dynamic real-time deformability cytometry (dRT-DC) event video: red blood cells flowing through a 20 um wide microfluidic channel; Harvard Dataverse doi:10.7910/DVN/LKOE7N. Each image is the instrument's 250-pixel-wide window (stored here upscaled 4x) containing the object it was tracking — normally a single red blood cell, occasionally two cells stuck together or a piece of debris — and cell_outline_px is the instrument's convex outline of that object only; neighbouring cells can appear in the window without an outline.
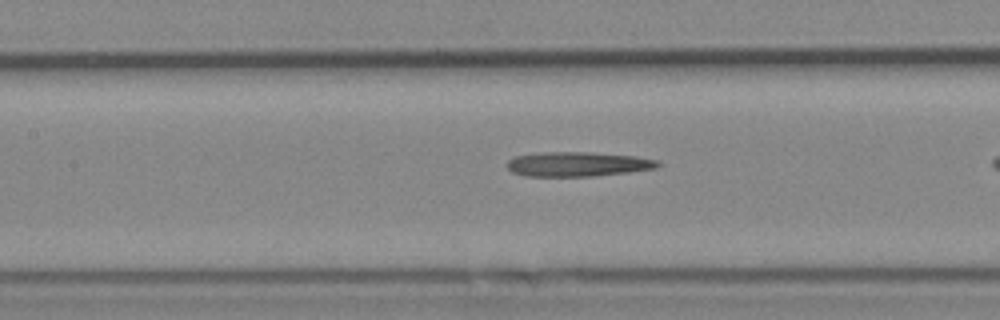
{"species": "Egyptian fruit bat (a non-hibernating species)", "species_latin": "Rousettus aegyptiacus", "temperature_condition": "cold", "stored_images_in_passage": 37, "camera_frame_rate_fps": 3000, "um_per_image_px": 0.085, "animal": {"sex": "female"}, "frame": {"image": 1, "passage_image": 20, "time_ms": 6.333, "image_size_px": [1000, 320], "cell_outline_px": [[660, 164], [656, 168], [628, 172], [596, 176], [524, 176], [512, 172], [508, 168], [508, 160], [516, 156], [544, 152], [592, 152], [636, 156], [660, 160]], "centroid_in_image_um": [49.14, 13.95], "position_along_channel_um": 158.3, "area_um2": 21.62}}
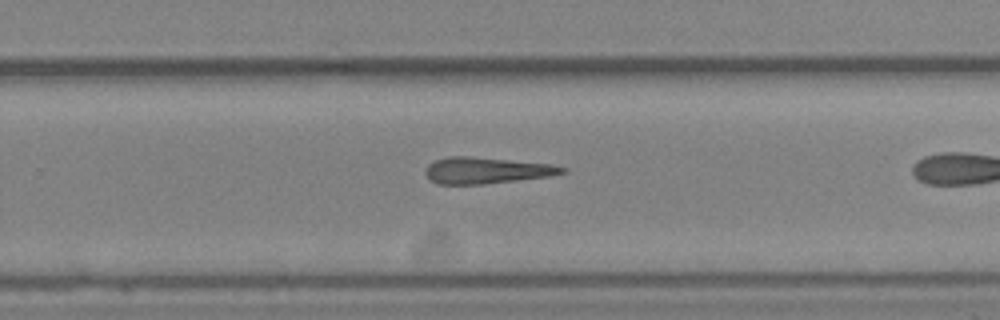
{"frame": {"image": 2, "passage_image": 30, "time_ms": 9.667, "image_size_px": [1000, 320], "cell_outline_px": [[568, 172], [548, 176], [484, 184], [436, 184], [424, 172], [424, 168], [432, 160], [448, 156], [468, 156], [552, 164], [568, 168]], "centroid_in_image_um": [41.31, 14.47], "position_along_channel_um": 288.5, "area_um2": 21.04}}
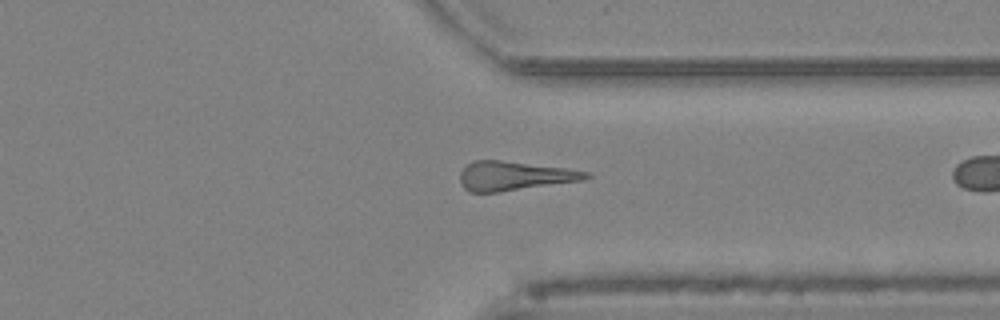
{"frame": {"image": 3, "passage_image": 36, "time_ms": 11.667, "image_size_px": [1000, 320], "cell_outline_px": [[592, 176], [580, 180], [500, 192], [468, 192], [464, 188], [460, 180], [460, 172], [468, 164], [476, 160], [500, 160], [568, 168], [588, 172]], "centroid_in_image_um": [43.69, 14.95], "position_along_channel_um": 367.7, "area_um2": 21.15}}